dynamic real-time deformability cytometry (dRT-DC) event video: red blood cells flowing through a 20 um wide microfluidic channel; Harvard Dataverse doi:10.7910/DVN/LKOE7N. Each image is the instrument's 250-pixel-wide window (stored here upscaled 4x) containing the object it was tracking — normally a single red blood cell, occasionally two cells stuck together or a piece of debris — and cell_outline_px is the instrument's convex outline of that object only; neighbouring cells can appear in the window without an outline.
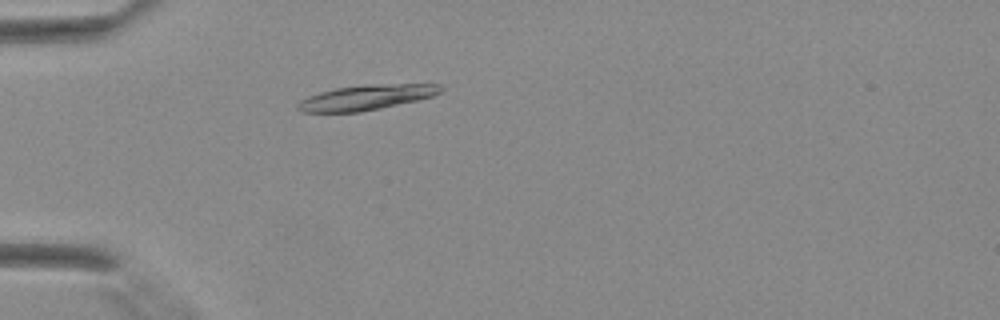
{"species": "Egyptian fruit bat (a non-hibernating species)", "species_latin": "Rousettus aegyptiacus", "temperature_condition": "warm", "stored_images_in_passage": 3, "camera_frame_rate_fps": 3000, "um_per_image_px": 0.085, "animal": {"sex": "female"}, "frame": {"image": 1, "passage_image": 3, "time_ms": 0.667, "image_size_px": [1000, 320], "cell_outline_px": [[444, 88], [440, 92], [432, 96], [416, 100], [380, 108], [360, 112], [300, 112], [296, 108], [296, 104], [300, 100], [308, 96], [320, 92], [336, 88], [368, 84], [440, 84]], "centroid_in_image_um": [31.09, 8.28], "position_along_channel_um": 53.9, "area_um2": 20.81}}